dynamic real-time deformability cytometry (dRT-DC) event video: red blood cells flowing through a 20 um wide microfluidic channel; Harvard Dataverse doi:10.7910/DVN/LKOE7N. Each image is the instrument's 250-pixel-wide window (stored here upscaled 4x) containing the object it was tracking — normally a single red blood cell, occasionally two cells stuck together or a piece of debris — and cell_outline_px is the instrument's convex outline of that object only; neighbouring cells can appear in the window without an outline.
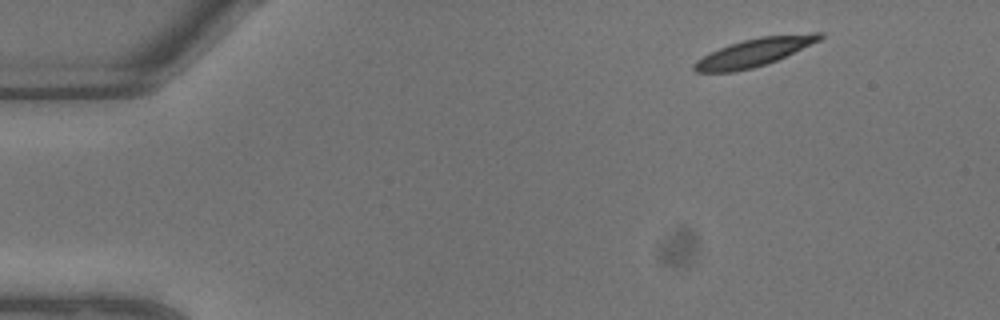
{"species": "common noctule bat (a hibernating species)", "species_latin": "Nyctalus noctula", "temperature_condition": "warm", "stored_images_in_passage": 8, "camera_frame_rate_fps": 3000, "um_per_image_px": 0.085, "animal": {"sex": "male", "body_mass_g": 13.3}, "frame": {"image": 1, "passage_image": 1, "time_ms": 0.0, "image_size_px": [1000, 320], "cell_outline_px": [[824, 36], [820, 40], [776, 60], [752, 68], [732, 72], [696, 72], [692, 68], [692, 64], [696, 60], [720, 48], [744, 40], [760, 36], [812, 32], [824, 32]], "centroid_in_image_um": [64.13, 4.43], "position_along_channel_um": 20.9, "area_um2": 20.23}}
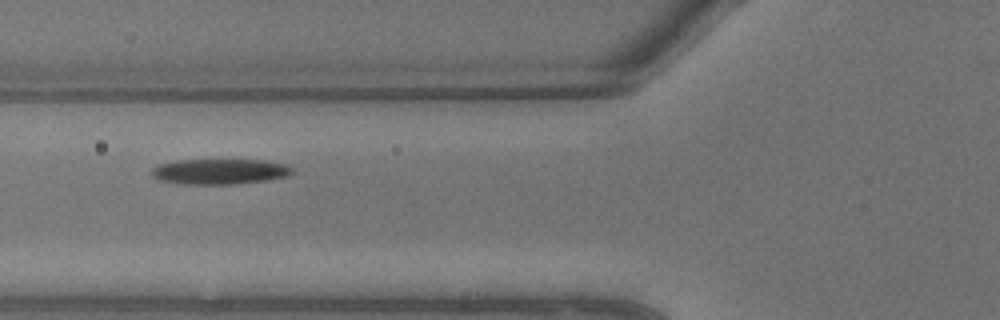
{"frame": {"image": 2, "passage_image": 7, "time_ms": 2.0, "image_size_px": [1000, 320], "cell_outline_px": [[296, 172], [288, 176], [264, 180], [232, 184], [180, 184], [156, 180], [148, 172], [156, 164], [176, 160], [264, 160], [288, 164]], "centroid_in_image_um": [18.62, 14.57], "position_along_channel_um": 107.2, "area_um2": 21.21}}
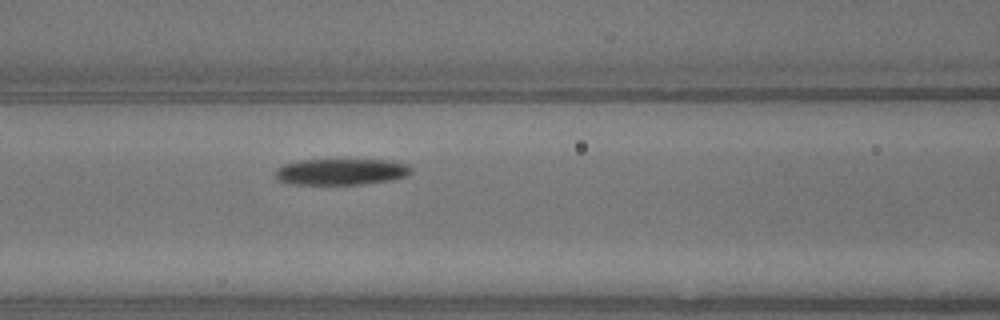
{"frame": {"image": 3, "passage_image": 8, "time_ms": 2.333, "image_size_px": [1000, 320], "cell_outline_px": [[412, 172], [408, 176], [388, 180], [364, 184], [288, 184], [276, 180], [276, 168], [284, 164], [300, 160], [388, 160], [408, 164], [412, 168]], "centroid_in_image_um": [28.99, 14.6], "position_along_channel_um": 137.6, "area_um2": 20.87}}